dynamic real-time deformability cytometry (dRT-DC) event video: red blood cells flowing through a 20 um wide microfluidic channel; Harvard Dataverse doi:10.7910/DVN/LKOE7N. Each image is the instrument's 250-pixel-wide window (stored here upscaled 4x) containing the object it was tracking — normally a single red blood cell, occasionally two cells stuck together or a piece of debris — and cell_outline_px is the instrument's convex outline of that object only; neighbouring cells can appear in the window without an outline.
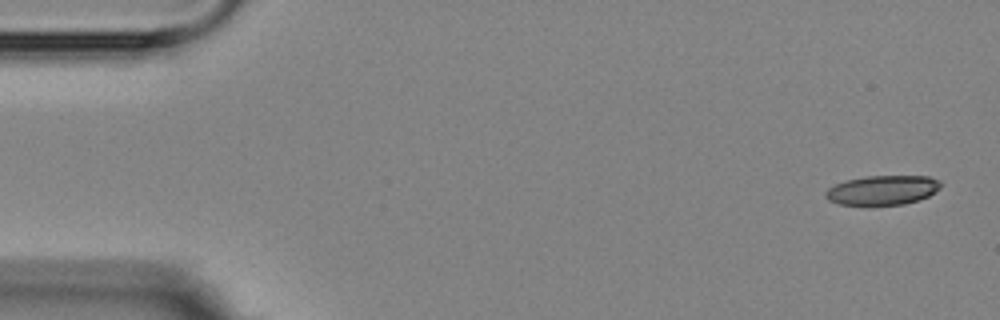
{"species": "Egyptian fruit bat (a non-hibernating species)", "species_latin": "Rousettus aegyptiacus", "temperature_condition": "room temperature", "stored_images_in_passage": 5, "camera_frame_rate_fps": 3000, "um_per_image_px": 0.085, "animal": {"sex": "female"}, "frame": {"image": 1, "passage_image": 1, "time_ms": 0.0, "image_size_px": [1000, 320], "cell_outline_px": [[944, 184], [940, 188], [928, 196], [920, 200], [904, 204], [872, 208], [840, 204], [828, 200], [824, 196], [824, 192], [828, 188], [836, 184], [848, 180], [868, 176], [928, 176], [940, 180]], "centroid_in_image_um": [75.01, 16.21], "position_along_channel_um": 10.0, "area_um2": 20.58}}
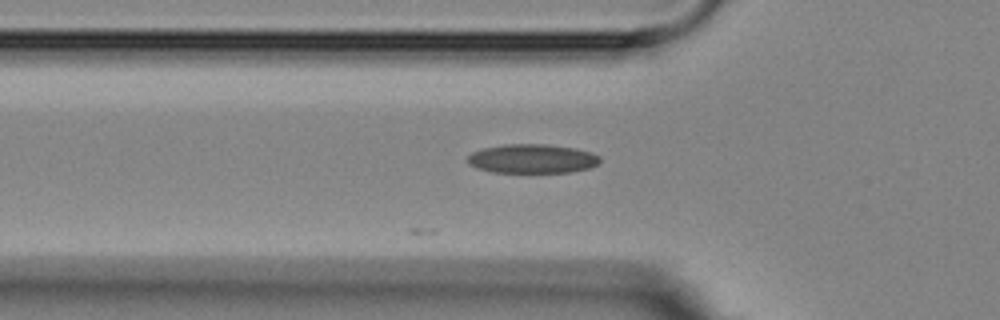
{"frame": {"image": 2, "passage_image": 5, "time_ms": 4.667, "image_size_px": [1000, 320], "cell_outline_px": [[600, 164], [588, 168], [568, 172], [492, 172], [476, 168], [468, 164], [468, 156], [472, 152], [484, 148], [504, 144], [548, 144], [576, 148], [592, 152], [600, 156]], "centroid_in_image_um": [45.26, 13.48], "position_along_channel_um": 80.5, "area_um2": 22.54}}